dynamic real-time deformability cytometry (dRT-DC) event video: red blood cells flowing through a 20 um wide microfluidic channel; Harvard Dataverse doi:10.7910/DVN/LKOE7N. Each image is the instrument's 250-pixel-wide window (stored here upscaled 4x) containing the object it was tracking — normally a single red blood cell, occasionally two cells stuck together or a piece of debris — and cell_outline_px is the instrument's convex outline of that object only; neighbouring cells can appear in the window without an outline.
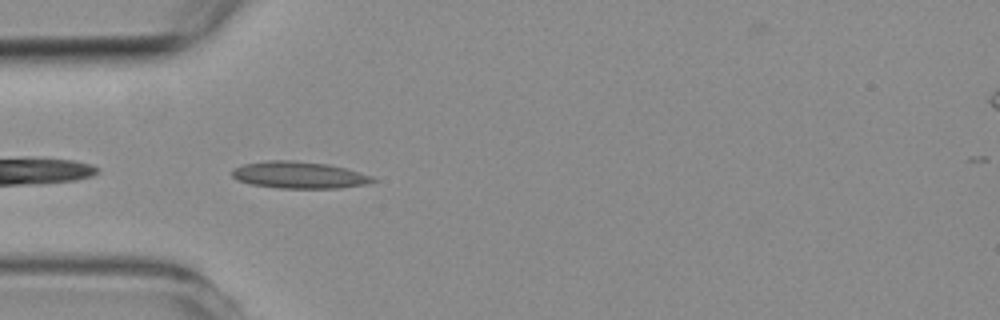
{"species": "common noctule bat (a hibernating species)", "species_latin": "Nyctalus noctula", "temperature_condition": "room temperature", "stored_images_in_passage": 4, "camera_frame_rate_fps": 3000, "um_per_image_px": 0.085, "animal": {"sex": "female", "body_mass_g": 19.3, "forearm_length_mm": 54.1}, "frame": {"image": 1, "passage_image": 4, "time_ms": 3.667, "image_size_px": [1000, 320], "cell_outline_px": [[376, 180], [364, 184], [340, 188], [280, 188], [252, 184], [236, 180], [232, 176], [232, 168], [244, 164], [268, 160], [292, 160], [328, 164], [344, 168], [372, 176]], "centroid_in_image_um": [25.37, 14.87], "position_along_channel_um": 59.6, "area_um2": 21.85}}